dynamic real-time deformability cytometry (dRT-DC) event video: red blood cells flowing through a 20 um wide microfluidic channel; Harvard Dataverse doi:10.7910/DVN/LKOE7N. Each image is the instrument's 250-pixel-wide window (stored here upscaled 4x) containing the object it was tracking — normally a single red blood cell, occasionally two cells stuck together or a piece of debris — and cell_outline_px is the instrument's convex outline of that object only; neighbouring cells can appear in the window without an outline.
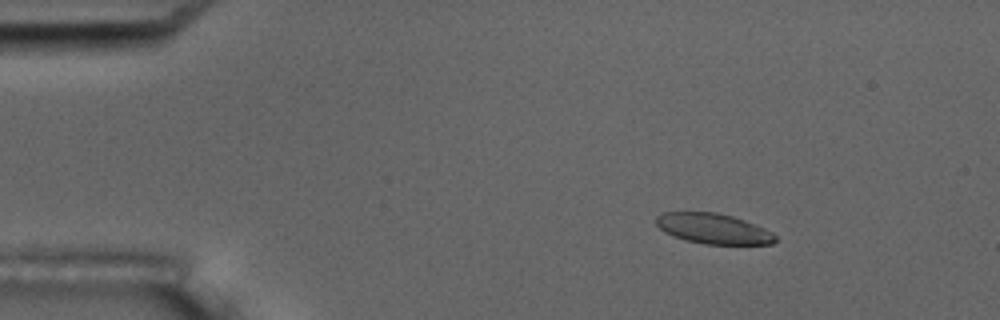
{"species": "common noctule bat (a hibernating species)", "species_latin": "Nyctalus noctula", "temperature_condition": "room temperature", "stored_images_in_passage": 9, "camera_frame_rate_fps": 3000, "um_per_image_px": 0.085, "animal": {"sex": "male", "body_mass_g": 17.5, "forearm_length_mm": 52.3}, "frame": {"image": 1, "passage_image": 2, "time_ms": 1.0, "image_size_px": [1000, 320], "cell_outline_px": [[776, 240], [772, 244], [704, 244], [688, 240], [664, 232], [656, 224], [656, 216], [664, 212], [716, 212], [732, 216], [744, 220], [764, 228], [772, 232], [776, 236]], "centroid_in_image_um": [60.64, 19.43], "position_along_channel_um": 24.4, "area_um2": 20.87}}
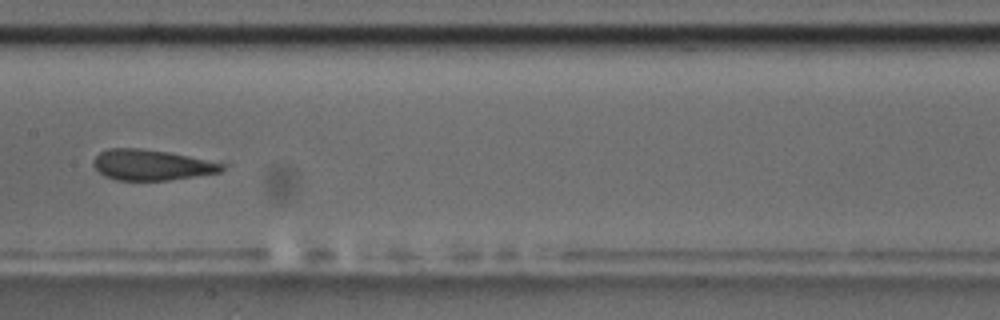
{"frame": {"image": 2, "passage_image": 7, "time_ms": 7.667, "image_size_px": [1000, 320], "cell_outline_px": [[228, 164], [220, 172], [168, 180], [116, 180], [104, 176], [92, 164], [92, 160], [100, 152], [108, 148], [140, 148], [168, 152]], "centroid_in_image_um": [12.86, 14.01], "position_along_channel_um": 194.5, "area_um2": 22.89}}